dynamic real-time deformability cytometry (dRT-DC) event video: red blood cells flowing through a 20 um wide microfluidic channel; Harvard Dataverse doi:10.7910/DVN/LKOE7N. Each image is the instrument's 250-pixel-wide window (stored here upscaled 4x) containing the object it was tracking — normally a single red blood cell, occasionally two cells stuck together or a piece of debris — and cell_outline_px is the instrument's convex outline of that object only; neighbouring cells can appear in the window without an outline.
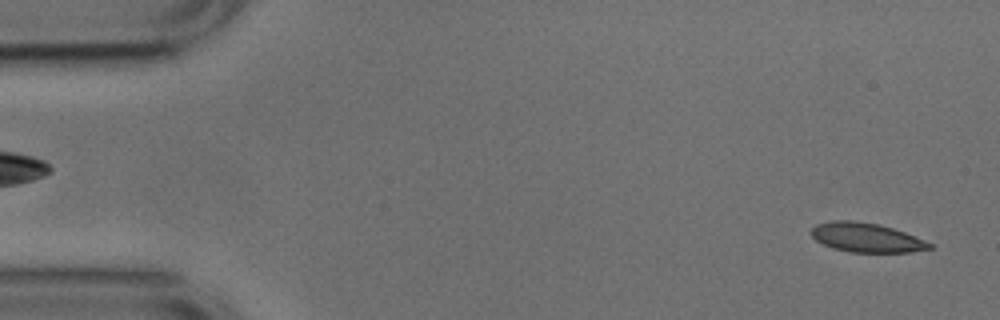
{"species": "common noctule bat (a hibernating species)", "species_latin": "Nyctalus noctula", "temperature_condition": "cold", "stored_images_in_passage": 54, "camera_frame_rate_fps": 3000, "um_per_image_px": 0.085, "animal": {"sex": "male", "body_mass_g": 17.9, "forearm_length_mm": 54.2}, "frame": {"image": 1, "passage_image": 3, "time_ms": 0.667, "image_size_px": [1000, 320], "cell_outline_px": [[932, 248], [908, 252], [848, 252], [824, 244], [816, 240], [812, 236], [812, 228], [816, 224], [832, 220], [852, 220], [880, 224], [904, 232], [932, 244]], "centroid_in_image_um": [73.62, 20.18], "position_along_channel_um": 11.4, "area_um2": 19.88}}
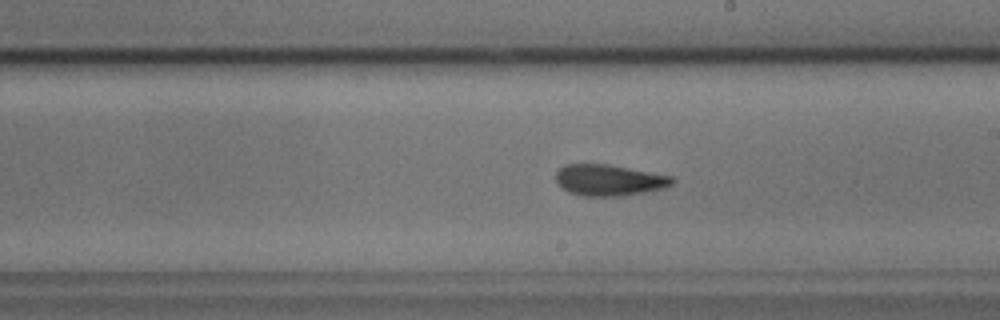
{"frame": {"image": 2, "passage_image": 30, "time_ms": 9.667, "image_size_px": [1000, 320], "cell_outline_px": [[676, 180], [672, 184], [664, 188], [644, 192], [620, 196], [584, 196], [568, 192], [556, 180], [556, 172], [564, 164], [608, 164], [672, 176]], "centroid_in_image_um": [51.78, 15.31], "position_along_channel_um": 237.2, "area_um2": 21.04}}
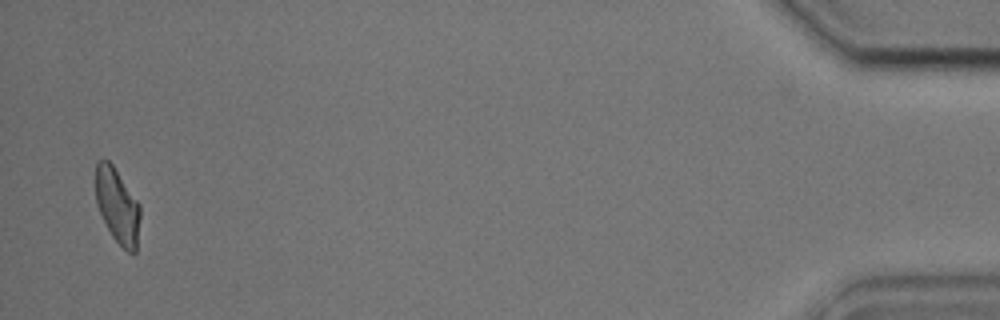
{"frame": {"image": 3, "passage_image": 52, "time_ms": 17.0, "image_size_px": [1000, 320], "cell_outline_px": [[140, 216], [136, 252], [128, 252], [112, 236], [96, 204], [96, 164], [100, 160], [108, 160], [112, 164], [140, 204]], "centroid_in_image_um": [9.99, 17.49], "position_along_channel_um": 425.2, "area_um2": 19.13}, "authors_computed_cell_mechanics": {"area_um2": 20.8658, "velocity_mm_per_s": 3.7565, "shape_relaxation_time_tau1_ms": null, "shape_relaxation_time_tau2_ms": 3.3525, "deformation_change_tau1": null, "deformation_change_tau2": 0.0941}}